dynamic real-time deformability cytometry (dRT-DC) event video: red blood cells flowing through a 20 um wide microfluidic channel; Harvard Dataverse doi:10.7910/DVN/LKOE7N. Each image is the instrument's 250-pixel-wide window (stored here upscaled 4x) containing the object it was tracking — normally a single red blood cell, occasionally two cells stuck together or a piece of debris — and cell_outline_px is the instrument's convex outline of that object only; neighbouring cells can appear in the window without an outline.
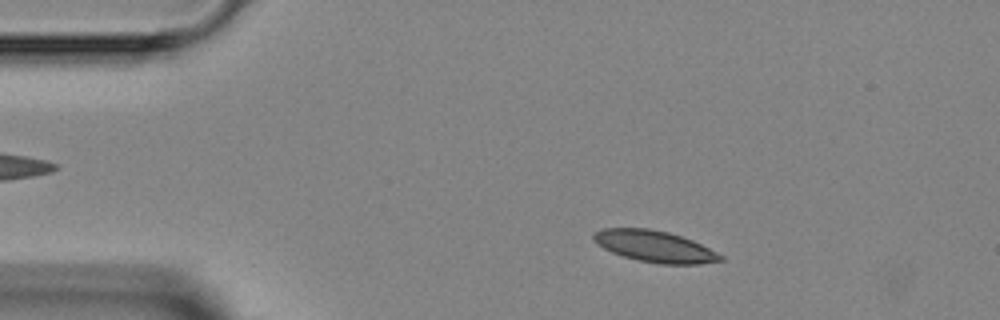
{"species": "Egyptian fruit bat (a non-hibernating species)", "species_latin": "Rousettus aegyptiacus", "temperature_condition": "room temperature", "stored_images_in_passage": 2, "camera_frame_rate_fps": 3000, "um_per_image_px": 0.085, "animal": {"sex": "female"}, "frame": {"image": 1, "passage_image": 1, "time_ms": 0.0, "image_size_px": [1000, 320], "cell_outline_px": [[724, 260], [700, 264], [660, 264], [636, 260], [612, 252], [596, 244], [592, 240], [592, 236], [596, 232], [604, 228], [648, 228], [668, 232], [692, 240], [724, 256]], "centroid_in_image_um": [55.63, 20.95], "position_along_channel_um": 29.4, "area_um2": 23.18}}